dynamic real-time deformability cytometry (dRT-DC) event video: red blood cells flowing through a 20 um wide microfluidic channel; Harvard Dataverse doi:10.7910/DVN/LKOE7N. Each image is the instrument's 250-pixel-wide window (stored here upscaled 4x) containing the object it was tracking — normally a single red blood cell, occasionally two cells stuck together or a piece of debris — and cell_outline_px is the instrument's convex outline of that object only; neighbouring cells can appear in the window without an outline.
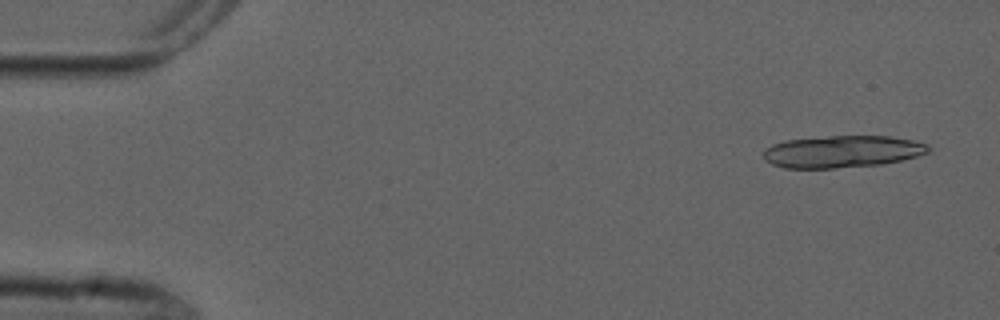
{"species": "common noctule bat (a hibernating species)", "species_latin": "Nyctalus noctula", "temperature_condition": "cold", "stored_images_in_passage": 6, "camera_frame_rate_fps": 3000, "um_per_image_px": 0.085, "animal": {"sex": "male", "forearm_length_mm": 52.5}, "frame": {"image": 1, "passage_image": 1, "time_ms": 0.0, "image_size_px": [1000, 320], "cell_outline_px": [[932, 148], [928, 152], [916, 156], [900, 160], [880, 164], [836, 168], [784, 168], [772, 164], [764, 160], [764, 152], [772, 144], [784, 140], [832, 136], [888, 136], [912, 140], [928, 144]], "centroid_in_image_um": [71.59, 12.88], "position_along_channel_um": 13.4, "area_um2": 30.69}}
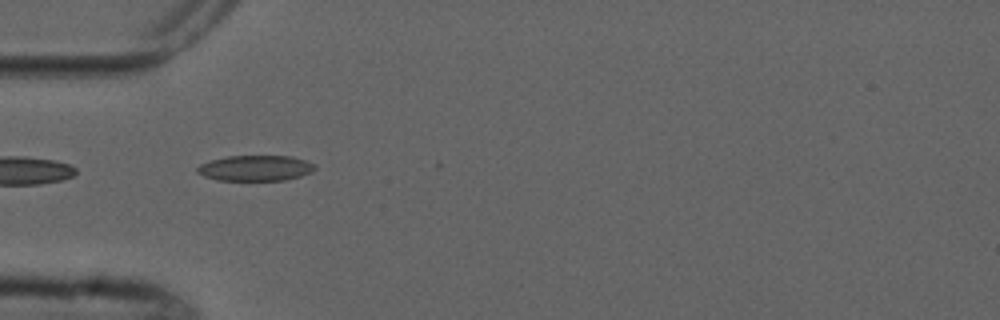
{"frame": {"image": 2, "passage_image": 5, "time_ms": 4.667, "image_size_px": [1000, 320], "cell_outline_px": [[316, 168], [312, 172], [300, 176], [284, 180], [216, 180], [204, 176], [196, 172], [196, 168], [200, 164], [212, 160], [228, 156], [292, 156], [304, 160], [312, 164]], "centroid_in_image_um": [21.69, 14.29], "position_along_channel_um": 63.3, "area_um2": 17.4}}
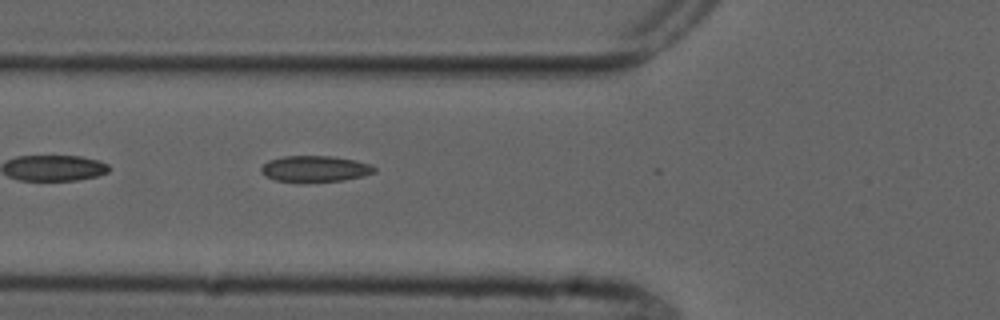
{"frame": {"image": 3, "passage_image": 6, "time_ms": 5.667, "image_size_px": [1000, 320], "cell_outline_px": [[376, 172], [360, 176], [340, 180], [276, 180], [264, 176], [260, 172], [260, 168], [268, 160], [284, 156], [332, 156], [356, 160], [372, 164], [376, 168]], "centroid_in_image_um": [26.77, 14.31], "position_along_channel_um": 99.0, "area_um2": 16.76}}